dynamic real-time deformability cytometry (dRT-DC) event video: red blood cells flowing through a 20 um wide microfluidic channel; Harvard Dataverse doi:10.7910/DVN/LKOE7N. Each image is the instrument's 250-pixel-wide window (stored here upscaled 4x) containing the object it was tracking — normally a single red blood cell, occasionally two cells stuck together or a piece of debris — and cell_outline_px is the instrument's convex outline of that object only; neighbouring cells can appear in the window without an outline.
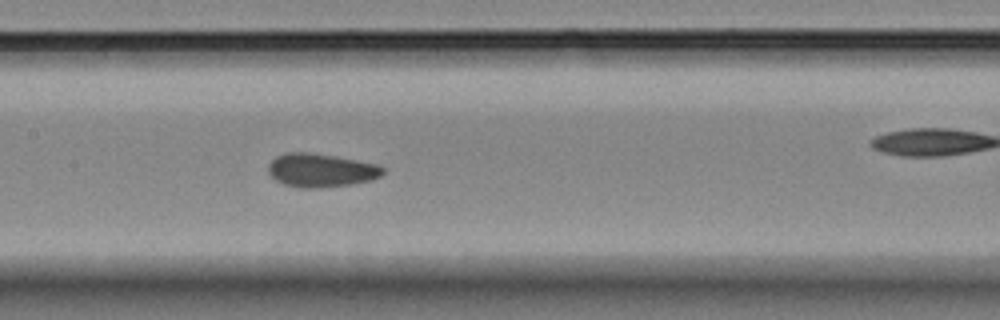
{"species": "Egyptian fruit bat (a non-hibernating species)", "species_latin": "Rousettus aegyptiacus", "temperature_condition": "room temperature", "stored_images_in_passage": 8, "camera_frame_rate_fps": 3000, "um_per_image_px": 0.085, "animal": {"sex": "female"}, "frame": {"image": 1, "passage_image": 7, "time_ms": 7.667, "image_size_px": [1000, 320], "cell_outline_px": [[384, 172], [380, 176], [372, 180], [352, 184], [316, 188], [300, 188], [284, 184], [276, 180], [268, 172], [268, 164], [276, 156], [288, 152], [308, 152], [336, 156], [380, 164], [384, 168]], "centroid_in_image_um": [27.3, 14.47], "position_along_channel_um": 180.1, "area_um2": 22.54}}